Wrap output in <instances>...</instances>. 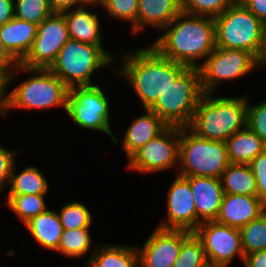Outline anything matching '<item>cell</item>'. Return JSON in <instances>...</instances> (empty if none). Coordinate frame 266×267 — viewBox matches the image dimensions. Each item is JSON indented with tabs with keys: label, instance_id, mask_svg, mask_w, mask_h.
Wrapping results in <instances>:
<instances>
[{
	"label": "cell",
	"instance_id": "41",
	"mask_svg": "<svg viewBox=\"0 0 266 267\" xmlns=\"http://www.w3.org/2000/svg\"><path fill=\"white\" fill-rule=\"evenodd\" d=\"M244 267H266V250L245 255Z\"/></svg>",
	"mask_w": 266,
	"mask_h": 267
},
{
	"label": "cell",
	"instance_id": "15",
	"mask_svg": "<svg viewBox=\"0 0 266 267\" xmlns=\"http://www.w3.org/2000/svg\"><path fill=\"white\" fill-rule=\"evenodd\" d=\"M167 191V218L157 227L164 229H182L193 232L197 228V212L189 180L175 172Z\"/></svg>",
	"mask_w": 266,
	"mask_h": 267
},
{
	"label": "cell",
	"instance_id": "27",
	"mask_svg": "<svg viewBox=\"0 0 266 267\" xmlns=\"http://www.w3.org/2000/svg\"><path fill=\"white\" fill-rule=\"evenodd\" d=\"M89 229L91 228H80V229H68L64 230L60 238L59 247L57 253L67 258H80L84 257L91 251V256L96 250V246H92V235Z\"/></svg>",
	"mask_w": 266,
	"mask_h": 267
},
{
	"label": "cell",
	"instance_id": "21",
	"mask_svg": "<svg viewBox=\"0 0 266 267\" xmlns=\"http://www.w3.org/2000/svg\"><path fill=\"white\" fill-rule=\"evenodd\" d=\"M37 25L17 17L0 26V37L9 53L21 63L32 48Z\"/></svg>",
	"mask_w": 266,
	"mask_h": 267
},
{
	"label": "cell",
	"instance_id": "5",
	"mask_svg": "<svg viewBox=\"0 0 266 267\" xmlns=\"http://www.w3.org/2000/svg\"><path fill=\"white\" fill-rule=\"evenodd\" d=\"M118 56L105 50L103 45H93L69 39L49 68L69 88L93 86V74L112 65ZM93 83V84H92Z\"/></svg>",
	"mask_w": 266,
	"mask_h": 267
},
{
	"label": "cell",
	"instance_id": "29",
	"mask_svg": "<svg viewBox=\"0 0 266 267\" xmlns=\"http://www.w3.org/2000/svg\"><path fill=\"white\" fill-rule=\"evenodd\" d=\"M239 230L244 255L266 250V211Z\"/></svg>",
	"mask_w": 266,
	"mask_h": 267
},
{
	"label": "cell",
	"instance_id": "10",
	"mask_svg": "<svg viewBox=\"0 0 266 267\" xmlns=\"http://www.w3.org/2000/svg\"><path fill=\"white\" fill-rule=\"evenodd\" d=\"M198 68L203 93L214 94L223 82H232L258 69L257 58L252 53L220 47H215Z\"/></svg>",
	"mask_w": 266,
	"mask_h": 267
},
{
	"label": "cell",
	"instance_id": "38",
	"mask_svg": "<svg viewBox=\"0 0 266 267\" xmlns=\"http://www.w3.org/2000/svg\"><path fill=\"white\" fill-rule=\"evenodd\" d=\"M20 63L9 53L0 37V75L5 77Z\"/></svg>",
	"mask_w": 266,
	"mask_h": 267
},
{
	"label": "cell",
	"instance_id": "1",
	"mask_svg": "<svg viewBox=\"0 0 266 267\" xmlns=\"http://www.w3.org/2000/svg\"><path fill=\"white\" fill-rule=\"evenodd\" d=\"M125 51V48L124 51L121 50L122 63L114 73L125 78L132 86L143 109H150L188 67L162 56L150 44Z\"/></svg>",
	"mask_w": 266,
	"mask_h": 267
},
{
	"label": "cell",
	"instance_id": "12",
	"mask_svg": "<svg viewBox=\"0 0 266 267\" xmlns=\"http://www.w3.org/2000/svg\"><path fill=\"white\" fill-rule=\"evenodd\" d=\"M193 233L202 243L208 264L228 267L236 257L244 262L238 228L207 221L201 223Z\"/></svg>",
	"mask_w": 266,
	"mask_h": 267
},
{
	"label": "cell",
	"instance_id": "2",
	"mask_svg": "<svg viewBox=\"0 0 266 267\" xmlns=\"http://www.w3.org/2000/svg\"><path fill=\"white\" fill-rule=\"evenodd\" d=\"M150 43L162 56L188 67H199L201 60L216 47L215 19L181 11Z\"/></svg>",
	"mask_w": 266,
	"mask_h": 267
},
{
	"label": "cell",
	"instance_id": "24",
	"mask_svg": "<svg viewBox=\"0 0 266 267\" xmlns=\"http://www.w3.org/2000/svg\"><path fill=\"white\" fill-rule=\"evenodd\" d=\"M91 267H139L136 246L119 244H96V250L89 256Z\"/></svg>",
	"mask_w": 266,
	"mask_h": 267
},
{
	"label": "cell",
	"instance_id": "11",
	"mask_svg": "<svg viewBox=\"0 0 266 267\" xmlns=\"http://www.w3.org/2000/svg\"><path fill=\"white\" fill-rule=\"evenodd\" d=\"M179 148L180 127L167 126L128 160L126 169L148 175L178 168Z\"/></svg>",
	"mask_w": 266,
	"mask_h": 267
},
{
	"label": "cell",
	"instance_id": "6",
	"mask_svg": "<svg viewBox=\"0 0 266 267\" xmlns=\"http://www.w3.org/2000/svg\"><path fill=\"white\" fill-rule=\"evenodd\" d=\"M229 165L224 141L205 139L188 127H180L178 175L220 179Z\"/></svg>",
	"mask_w": 266,
	"mask_h": 267
},
{
	"label": "cell",
	"instance_id": "36",
	"mask_svg": "<svg viewBox=\"0 0 266 267\" xmlns=\"http://www.w3.org/2000/svg\"><path fill=\"white\" fill-rule=\"evenodd\" d=\"M249 165L257 182V196L266 206V150L258 154Z\"/></svg>",
	"mask_w": 266,
	"mask_h": 267
},
{
	"label": "cell",
	"instance_id": "31",
	"mask_svg": "<svg viewBox=\"0 0 266 267\" xmlns=\"http://www.w3.org/2000/svg\"><path fill=\"white\" fill-rule=\"evenodd\" d=\"M15 17L37 26L54 13L50 0H14Z\"/></svg>",
	"mask_w": 266,
	"mask_h": 267
},
{
	"label": "cell",
	"instance_id": "37",
	"mask_svg": "<svg viewBox=\"0 0 266 267\" xmlns=\"http://www.w3.org/2000/svg\"><path fill=\"white\" fill-rule=\"evenodd\" d=\"M18 150H9L8 148L4 147V145L0 144V193L5 192V188L8 189L11 172L14 163L16 162Z\"/></svg>",
	"mask_w": 266,
	"mask_h": 267
},
{
	"label": "cell",
	"instance_id": "4",
	"mask_svg": "<svg viewBox=\"0 0 266 267\" xmlns=\"http://www.w3.org/2000/svg\"><path fill=\"white\" fill-rule=\"evenodd\" d=\"M248 95L217 97L204 93L188 128L197 136L225 141L247 126Z\"/></svg>",
	"mask_w": 266,
	"mask_h": 267
},
{
	"label": "cell",
	"instance_id": "45",
	"mask_svg": "<svg viewBox=\"0 0 266 267\" xmlns=\"http://www.w3.org/2000/svg\"><path fill=\"white\" fill-rule=\"evenodd\" d=\"M88 4H97L100 5L103 0H85Z\"/></svg>",
	"mask_w": 266,
	"mask_h": 267
},
{
	"label": "cell",
	"instance_id": "44",
	"mask_svg": "<svg viewBox=\"0 0 266 267\" xmlns=\"http://www.w3.org/2000/svg\"><path fill=\"white\" fill-rule=\"evenodd\" d=\"M4 77L0 75V115L3 114Z\"/></svg>",
	"mask_w": 266,
	"mask_h": 267
},
{
	"label": "cell",
	"instance_id": "32",
	"mask_svg": "<svg viewBox=\"0 0 266 267\" xmlns=\"http://www.w3.org/2000/svg\"><path fill=\"white\" fill-rule=\"evenodd\" d=\"M208 264L201 241L192 233L183 243L173 267H205Z\"/></svg>",
	"mask_w": 266,
	"mask_h": 267
},
{
	"label": "cell",
	"instance_id": "40",
	"mask_svg": "<svg viewBox=\"0 0 266 267\" xmlns=\"http://www.w3.org/2000/svg\"><path fill=\"white\" fill-rule=\"evenodd\" d=\"M54 12H63L74 8L82 7L88 3L85 0H50Z\"/></svg>",
	"mask_w": 266,
	"mask_h": 267
},
{
	"label": "cell",
	"instance_id": "23",
	"mask_svg": "<svg viewBox=\"0 0 266 267\" xmlns=\"http://www.w3.org/2000/svg\"><path fill=\"white\" fill-rule=\"evenodd\" d=\"M224 142L230 163L249 165L258 154L266 150V144L248 126Z\"/></svg>",
	"mask_w": 266,
	"mask_h": 267
},
{
	"label": "cell",
	"instance_id": "19",
	"mask_svg": "<svg viewBox=\"0 0 266 267\" xmlns=\"http://www.w3.org/2000/svg\"><path fill=\"white\" fill-rule=\"evenodd\" d=\"M180 0H138L137 25L131 35H137L149 26L161 32L180 12Z\"/></svg>",
	"mask_w": 266,
	"mask_h": 267
},
{
	"label": "cell",
	"instance_id": "26",
	"mask_svg": "<svg viewBox=\"0 0 266 267\" xmlns=\"http://www.w3.org/2000/svg\"><path fill=\"white\" fill-rule=\"evenodd\" d=\"M220 180L224 193L257 196V182L250 165L230 163Z\"/></svg>",
	"mask_w": 266,
	"mask_h": 267
},
{
	"label": "cell",
	"instance_id": "14",
	"mask_svg": "<svg viewBox=\"0 0 266 267\" xmlns=\"http://www.w3.org/2000/svg\"><path fill=\"white\" fill-rule=\"evenodd\" d=\"M193 232L182 229L157 227L138 248L139 267H173L178 258L182 243Z\"/></svg>",
	"mask_w": 266,
	"mask_h": 267
},
{
	"label": "cell",
	"instance_id": "22",
	"mask_svg": "<svg viewBox=\"0 0 266 267\" xmlns=\"http://www.w3.org/2000/svg\"><path fill=\"white\" fill-rule=\"evenodd\" d=\"M24 226L40 246L50 251H56L63 234V226L57 211L47 209L45 212L31 218Z\"/></svg>",
	"mask_w": 266,
	"mask_h": 267
},
{
	"label": "cell",
	"instance_id": "33",
	"mask_svg": "<svg viewBox=\"0 0 266 267\" xmlns=\"http://www.w3.org/2000/svg\"><path fill=\"white\" fill-rule=\"evenodd\" d=\"M100 7L111 18L130 23V31L137 25L138 0H103Z\"/></svg>",
	"mask_w": 266,
	"mask_h": 267
},
{
	"label": "cell",
	"instance_id": "18",
	"mask_svg": "<svg viewBox=\"0 0 266 267\" xmlns=\"http://www.w3.org/2000/svg\"><path fill=\"white\" fill-rule=\"evenodd\" d=\"M93 6L100 7L97 4H87L61 13L64 15L70 39L86 44L103 45L101 20L96 11L89 8Z\"/></svg>",
	"mask_w": 266,
	"mask_h": 267
},
{
	"label": "cell",
	"instance_id": "46",
	"mask_svg": "<svg viewBox=\"0 0 266 267\" xmlns=\"http://www.w3.org/2000/svg\"><path fill=\"white\" fill-rule=\"evenodd\" d=\"M205 267H220V266L207 264Z\"/></svg>",
	"mask_w": 266,
	"mask_h": 267
},
{
	"label": "cell",
	"instance_id": "17",
	"mask_svg": "<svg viewBox=\"0 0 266 267\" xmlns=\"http://www.w3.org/2000/svg\"><path fill=\"white\" fill-rule=\"evenodd\" d=\"M266 211L258 196L224 193L216 222L240 229Z\"/></svg>",
	"mask_w": 266,
	"mask_h": 267
},
{
	"label": "cell",
	"instance_id": "28",
	"mask_svg": "<svg viewBox=\"0 0 266 267\" xmlns=\"http://www.w3.org/2000/svg\"><path fill=\"white\" fill-rule=\"evenodd\" d=\"M46 195L48 194L5 195V201L7 207L15 213L24 225L31 218L48 209L45 203Z\"/></svg>",
	"mask_w": 266,
	"mask_h": 267
},
{
	"label": "cell",
	"instance_id": "39",
	"mask_svg": "<svg viewBox=\"0 0 266 267\" xmlns=\"http://www.w3.org/2000/svg\"><path fill=\"white\" fill-rule=\"evenodd\" d=\"M259 20L266 23V0H239Z\"/></svg>",
	"mask_w": 266,
	"mask_h": 267
},
{
	"label": "cell",
	"instance_id": "47",
	"mask_svg": "<svg viewBox=\"0 0 266 267\" xmlns=\"http://www.w3.org/2000/svg\"><path fill=\"white\" fill-rule=\"evenodd\" d=\"M84 267H91L88 261Z\"/></svg>",
	"mask_w": 266,
	"mask_h": 267
},
{
	"label": "cell",
	"instance_id": "8",
	"mask_svg": "<svg viewBox=\"0 0 266 267\" xmlns=\"http://www.w3.org/2000/svg\"><path fill=\"white\" fill-rule=\"evenodd\" d=\"M214 19L216 47L245 50L257 58L264 23L239 0Z\"/></svg>",
	"mask_w": 266,
	"mask_h": 267
},
{
	"label": "cell",
	"instance_id": "43",
	"mask_svg": "<svg viewBox=\"0 0 266 267\" xmlns=\"http://www.w3.org/2000/svg\"><path fill=\"white\" fill-rule=\"evenodd\" d=\"M257 67L266 68V23L263 26V37L260 52L257 56Z\"/></svg>",
	"mask_w": 266,
	"mask_h": 267
},
{
	"label": "cell",
	"instance_id": "30",
	"mask_svg": "<svg viewBox=\"0 0 266 267\" xmlns=\"http://www.w3.org/2000/svg\"><path fill=\"white\" fill-rule=\"evenodd\" d=\"M57 212L64 230L91 228L93 219L88 207L79 201L68 202Z\"/></svg>",
	"mask_w": 266,
	"mask_h": 267
},
{
	"label": "cell",
	"instance_id": "16",
	"mask_svg": "<svg viewBox=\"0 0 266 267\" xmlns=\"http://www.w3.org/2000/svg\"><path fill=\"white\" fill-rule=\"evenodd\" d=\"M189 180L197 212V227L218 217L224 195L221 180L216 177L184 176Z\"/></svg>",
	"mask_w": 266,
	"mask_h": 267
},
{
	"label": "cell",
	"instance_id": "20",
	"mask_svg": "<svg viewBox=\"0 0 266 267\" xmlns=\"http://www.w3.org/2000/svg\"><path fill=\"white\" fill-rule=\"evenodd\" d=\"M167 125L150 109L131 121L124 131L122 149L129 160L143 145L161 133Z\"/></svg>",
	"mask_w": 266,
	"mask_h": 267
},
{
	"label": "cell",
	"instance_id": "9",
	"mask_svg": "<svg viewBox=\"0 0 266 267\" xmlns=\"http://www.w3.org/2000/svg\"><path fill=\"white\" fill-rule=\"evenodd\" d=\"M103 90L98 84L70 87L65 113L79 128L108 134L117 146L121 140L111 132V103Z\"/></svg>",
	"mask_w": 266,
	"mask_h": 267
},
{
	"label": "cell",
	"instance_id": "25",
	"mask_svg": "<svg viewBox=\"0 0 266 267\" xmlns=\"http://www.w3.org/2000/svg\"><path fill=\"white\" fill-rule=\"evenodd\" d=\"M15 162L11 172L9 190L6 195L48 194L49 183L44 172L34 166L25 167L20 172Z\"/></svg>",
	"mask_w": 266,
	"mask_h": 267
},
{
	"label": "cell",
	"instance_id": "13",
	"mask_svg": "<svg viewBox=\"0 0 266 267\" xmlns=\"http://www.w3.org/2000/svg\"><path fill=\"white\" fill-rule=\"evenodd\" d=\"M69 39L64 15L54 12L37 26L32 48L20 64L26 68L49 69Z\"/></svg>",
	"mask_w": 266,
	"mask_h": 267
},
{
	"label": "cell",
	"instance_id": "35",
	"mask_svg": "<svg viewBox=\"0 0 266 267\" xmlns=\"http://www.w3.org/2000/svg\"><path fill=\"white\" fill-rule=\"evenodd\" d=\"M248 96L247 126L266 144V100L251 104Z\"/></svg>",
	"mask_w": 266,
	"mask_h": 267
},
{
	"label": "cell",
	"instance_id": "7",
	"mask_svg": "<svg viewBox=\"0 0 266 267\" xmlns=\"http://www.w3.org/2000/svg\"><path fill=\"white\" fill-rule=\"evenodd\" d=\"M198 67H187L150 108L167 126L188 127L203 95Z\"/></svg>",
	"mask_w": 266,
	"mask_h": 267
},
{
	"label": "cell",
	"instance_id": "3",
	"mask_svg": "<svg viewBox=\"0 0 266 267\" xmlns=\"http://www.w3.org/2000/svg\"><path fill=\"white\" fill-rule=\"evenodd\" d=\"M30 77L22 80L10 92H7L14 76L20 72ZM69 87L50 69L26 68L21 64L4 77L3 114L7 116L11 109H47L61 107L66 110ZM10 110V111H9Z\"/></svg>",
	"mask_w": 266,
	"mask_h": 267
},
{
	"label": "cell",
	"instance_id": "34",
	"mask_svg": "<svg viewBox=\"0 0 266 267\" xmlns=\"http://www.w3.org/2000/svg\"><path fill=\"white\" fill-rule=\"evenodd\" d=\"M238 0H183L182 11L190 15L215 18Z\"/></svg>",
	"mask_w": 266,
	"mask_h": 267
},
{
	"label": "cell",
	"instance_id": "42",
	"mask_svg": "<svg viewBox=\"0 0 266 267\" xmlns=\"http://www.w3.org/2000/svg\"><path fill=\"white\" fill-rule=\"evenodd\" d=\"M14 17V0H0V26H3Z\"/></svg>",
	"mask_w": 266,
	"mask_h": 267
}]
</instances>
